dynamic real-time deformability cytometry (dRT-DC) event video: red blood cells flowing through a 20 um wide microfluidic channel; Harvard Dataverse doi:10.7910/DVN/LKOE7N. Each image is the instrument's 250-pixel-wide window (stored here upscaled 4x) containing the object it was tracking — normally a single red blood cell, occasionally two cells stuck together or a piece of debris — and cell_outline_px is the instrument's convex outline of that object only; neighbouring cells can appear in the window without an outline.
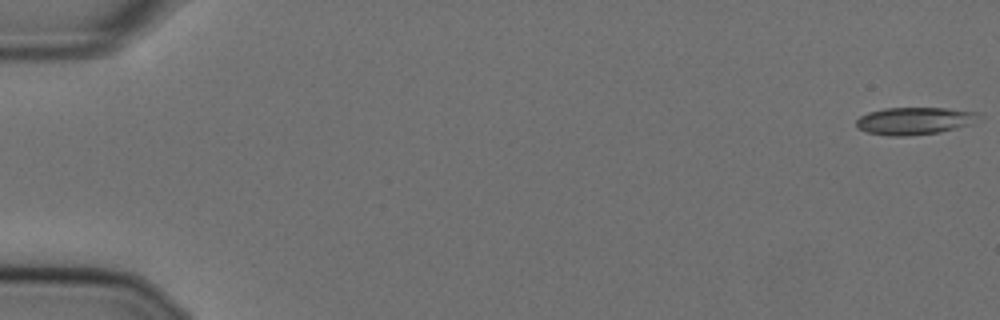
{"species": "Egyptian fruit bat (a non-hibernating species)", "species_latin": "Rousettus aegyptiacus", "temperature_condition": "cold", "stored_images_in_passage": 10, "camera_frame_rate_fps": 3000, "um_per_image_px": 0.085, "animal": {"sex": "female"}, "frame": {"image": 1, "passage_image": 1, "time_ms": 0.0, "image_size_px": [1000, 320], "cell_outline_px": [[976, 112], [968, 124], [956, 128], [940, 132], [908, 136], [888, 136], [868, 132], [856, 128], [856, 120], [860, 116], [868, 112], [884, 108], [944, 108]], "centroid_in_image_um": [77.57, 10.28], "position_along_channel_um": 7.4, "area_um2": 19.07}}